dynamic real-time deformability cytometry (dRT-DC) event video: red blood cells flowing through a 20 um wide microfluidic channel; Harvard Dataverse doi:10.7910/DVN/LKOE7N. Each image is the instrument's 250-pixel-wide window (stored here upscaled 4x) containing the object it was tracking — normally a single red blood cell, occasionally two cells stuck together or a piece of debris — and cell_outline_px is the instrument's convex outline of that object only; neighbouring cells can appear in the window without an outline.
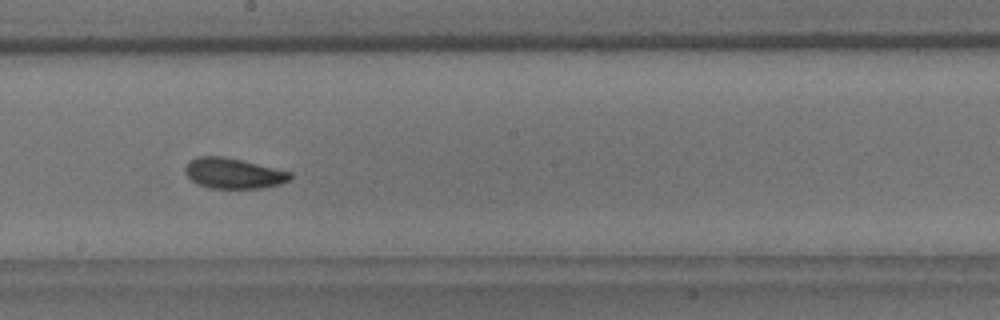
{"species": "common noctule bat (a hibernating species)", "species_latin": "Nyctalus noctula", "temperature_condition": "room temperature", "stored_images_in_passage": 7, "segment_of_instrument_passage": [1, 2], "camera_frame_rate_fps": 3000, "um_per_image_px": 0.085, "animal": {"sex": "male", "body_mass_g": 18.8}, "frame": {"image": 1, "passage_image": 5, "time_ms": 1.333, "image_size_px": [1000, 320], "cell_outline_px": [[292, 176], [288, 180], [280, 184], [260, 188], [208, 188], [196, 184], [184, 172], [184, 168], [188, 160], [196, 156], [224, 156], [292, 172]], "centroid_in_image_um": [19.79, 14.72], "position_along_channel_um": 228.4, "area_um2": 18.73}}